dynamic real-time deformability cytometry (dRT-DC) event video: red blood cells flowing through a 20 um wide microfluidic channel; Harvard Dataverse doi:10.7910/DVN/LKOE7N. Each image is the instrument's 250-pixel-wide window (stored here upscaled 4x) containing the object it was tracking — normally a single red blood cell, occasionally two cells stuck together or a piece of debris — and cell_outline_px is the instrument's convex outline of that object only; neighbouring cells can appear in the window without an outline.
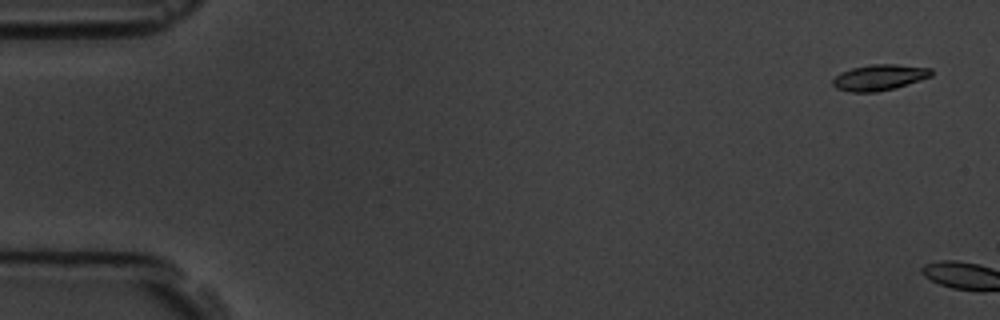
{"species": "common noctule bat (a hibernating species)", "species_latin": "Nyctalus noctula", "temperature_condition": "room temperature", "stored_images_in_passage": 2, "camera_frame_rate_fps": 3000, "um_per_image_px": 0.085, "animal": {"sex": "male", "body_mass_g": 19.5, "forearm_length_mm": 54.6}, "frame": {"image": 1, "passage_image": 1, "time_ms": 0.0, "image_size_px": [1000, 320], "cell_outline_px": [[932, 76], [896, 88], [876, 92], [852, 92], [836, 88], [832, 84], [832, 80], [840, 72], [852, 68], [872, 64], [896, 64], [932, 68]], "centroid_in_image_um": [74.75, 6.58], "position_along_channel_um": 10.3, "area_um2": 14.91}}